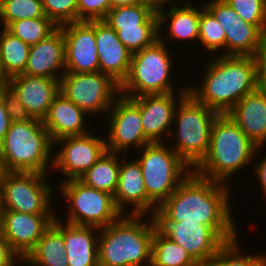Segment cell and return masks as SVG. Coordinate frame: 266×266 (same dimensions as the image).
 <instances>
[{"instance_id":"17","label":"cell","mask_w":266,"mask_h":266,"mask_svg":"<svg viewBox=\"0 0 266 266\" xmlns=\"http://www.w3.org/2000/svg\"><path fill=\"white\" fill-rule=\"evenodd\" d=\"M175 93L147 94L132 97L140 107L143 130L146 138L151 143L164 142L163 135L165 133L168 136L171 135L176 107L189 93L187 84L185 87L180 88L179 96H177L179 100L175 97Z\"/></svg>"},{"instance_id":"13","label":"cell","mask_w":266,"mask_h":266,"mask_svg":"<svg viewBox=\"0 0 266 266\" xmlns=\"http://www.w3.org/2000/svg\"><path fill=\"white\" fill-rule=\"evenodd\" d=\"M204 4L225 30V55L254 57L266 35L256 25L245 22L225 0Z\"/></svg>"},{"instance_id":"11","label":"cell","mask_w":266,"mask_h":266,"mask_svg":"<svg viewBox=\"0 0 266 266\" xmlns=\"http://www.w3.org/2000/svg\"><path fill=\"white\" fill-rule=\"evenodd\" d=\"M45 176L35 172H6L0 185L5 210L29 214H55L53 187Z\"/></svg>"},{"instance_id":"50","label":"cell","mask_w":266,"mask_h":266,"mask_svg":"<svg viewBox=\"0 0 266 266\" xmlns=\"http://www.w3.org/2000/svg\"><path fill=\"white\" fill-rule=\"evenodd\" d=\"M140 3H144V4H147L149 5V0H138Z\"/></svg>"},{"instance_id":"16","label":"cell","mask_w":266,"mask_h":266,"mask_svg":"<svg viewBox=\"0 0 266 266\" xmlns=\"http://www.w3.org/2000/svg\"><path fill=\"white\" fill-rule=\"evenodd\" d=\"M65 38V72L100 71L95 39V20L60 27Z\"/></svg>"},{"instance_id":"12","label":"cell","mask_w":266,"mask_h":266,"mask_svg":"<svg viewBox=\"0 0 266 266\" xmlns=\"http://www.w3.org/2000/svg\"><path fill=\"white\" fill-rule=\"evenodd\" d=\"M152 217L156 230L180 245L200 266H204L227 243L208 225L184 220L172 222L158 209Z\"/></svg>"},{"instance_id":"2","label":"cell","mask_w":266,"mask_h":266,"mask_svg":"<svg viewBox=\"0 0 266 266\" xmlns=\"http://www.w3.org/2000/svg\"><path fill=\"white\" fill-rule=\"evenodd\" d=\"M204 65L201 85H188V91L218 114H227L245 95L257 89L254 57L220 55Z\"/></svg>"},{"instance_id":"18","label":"cell","mask_w":266,"mask_h":266,"mask_svg":"<svg viewBox=\"0 0 266 266\" xmlns=\"http://www.w3.org/2000/svg\"><path fill=\"white\" fill-rule=\"evenodd\" d=\"M57 214H29L5 210L1 233L11 248L24 259L36 246Z\"/></svg>"},{"instance_id":"48","label":"cell","mask_w":266,"mask_h":266,"mask_svg":"<svg viewBox=\"0 0 266 266\" xmlns=\"http://www.w3.org/2000/svg\"><path fill=\"white\" fill-rule=\"evenodd\" d=\"M6 172L7 171H6L5 167H4L3 160L0 157V185H1V182H2Z\"/></svg>"},{"instance_id":"30","label":"cell","mask_w":266,"mask_h":266,"mask_svg":"<svg viewBox=\"0 0 266 266\" xmlns=\"http://www.w3.org/2000/svg\"><path fill=\"white\" fill-rule=\"evenodd\" d=\"M104 21L113 29L159 26L157 11L144 3L111 8Z\"/></svg>"},{"instance_id":"37","label":"cell","mask_w":266,"mask_h":266,"mask_svg":"<svg viewBox=\"0 0 266 266\" xmlns=\"http://www.w3.org/2000/svg\"><path fill=\"white\" fill-rule=\"evenodd\" d=\"M247 23L256 25L266 35V0H225Z\"/></svg>"},{"instance_id":"1","label":"cell","mask_w":266,"mask_h":266,"mask_svg":"<svg viewBox=\"0 0 266 266\" xmlns=\"http://www.w3.org/2000/svg\"><path fill=\"white\" fill-rule=\"evenodd\" d=\"M227 185L192 171L158 210L172 222L184 220L208 225L230 242L238 238V234L230 208L231 186Z\"/></svg>"},{"instance_id":"9","label":"cell","mask_w":266,"mask_h":266,"mask_svg":"<svg viewBox=\"0 0 266 266\" xmlns=\"http://www.w3.org/2000/svg\"><path fill=\"white\" fill-rule=\"evenodd\" d=\"M59 189L69 206L67 223L103 228L122 215L113 195L86 186L79 179L63 180Z\"/></svg>"},{"instance_id":"46","label":"cell","mask_w":266,"mask_h":266,"mask_svg":"<svg viewBox=\"0 0 266 266\" xmlns=\"http://www.w3.org/2000/svg\"><path fill=\"white\" fill-rule=\"evenodd\" d=\"M111 7H119V6H131L140 3L138 0H110Z\"/></svg>"},{"instance_id":"10","label":"cell","mask_w":266,"mask_h":266,"mask_svg":"<svg viewBox=\"0 0 266 266\" xmlns=\"http://www.w3.org/2000/svg\"><path fill=\"white\" fill-rule=\"evenodd\" d=\"M60 92L91 117L109 112L120 95V85L100 71L65 72L60 79Z\"/></svg>"},{"instance_id":"31","label":"cell","mask_w":266,"mask_h":266,"mask_svg":"<svg viewBox=\"0 0 266 266\" xmlns=\"http://www.w3.org/2000/svg\"><path fill=\"white\" fill-rule=\"evenodd\" d=\"M150 266H200L177 243L154 231Z\"/></svg>"},{"instance_id":"42","label":"cell","mask_w":266,"mask_h":266,"mask_svg":"<svg viewBox=\"0 0 266 266\" xmlns=\"http://www.w3.org/2000/svg\"><path fill=\"white\" fill-rule=\"evenodd\" d=\"M17 261L23 262L0 231V266H15L18 264Z\"/></svg>"},{"instance_id":"41","label":"cell","mask_w":266,"mask_h":266,"mask_svg":"<svg viewBox=\"0 0 266 266\" xmlns=\"http://www.w3.org/2000/svg\"><path fill=\"white\" fill-rule=\"evenodd\" d=\"M254 58L256 62L257 88L266 91V40L256 51Z\"/></svg>"},{"instance_id":"14","label":"cell","mask_w":266,"mask_h":266,"mask_svg":"<svg viewBox=\"0 0 266 266\" xmlns=\"http://www.w3.org/2000/svg\"><path fill=\"white\" fill-rule=\"evenodd\" d=\"M109 111L110 131L105 140L108 151L122 154L131 146L141 150L151 143L143 130L140 107L132 98L118 95Z\"/></svg>"},{"instance_id":"47","label":"cell","mask_w":266,"mask_h":266,"mask_svg":"<svg viewBox=\"0 0 266 266\" xmlns=\"http://www.w3.org/2000/svg\"><path fill=\"white\" fill-rule=\"evenodd\" d=\"M4 212H5V206H4V202H3L2 193L0 191V230L2 227V223H3Z\"/></svg>"},{"instance_id":"36","label":"cell","mask_w":266,"mask_h":266,"mask_svg":"<svg viewBox=\"0 0 266 266\" xmlns=\"http://www.w3.org/2000/svg\"><path fill=\"white\" fill-rule=\"evenodd\" d=\"M118 39L132 53L141 51L159 39V26H138L130 29H114Z\"/></svg>"},{"instance_id":"39","label":"cell","mask_w":266,"mask_h":266,"mask_svg":"<svg viewBox=\"0 0 266 266\" xmlns=\"http://www.w3.org/2000/svg\"><path fill=\"white\" fill-rule=\"evenodd\" d=\"M0 96L11 122H26L33 119L17 93L7 83L0 86Z\"/></svg>"},{"instance_id":"45","label":"cell","mask_w":266,"mask_h":266,"mask_svg":"<svg viewBox=\"0 0 266 266\" xmlns=\"http://www.w3.org/2000/svg\"><path fill=\"white\" fill-rule=\"evenodd\" d=\"M170 1H171V3L174 2V4H178L179 3L178 0H149V6H151L155 11H158V10H160L162 8H165L166 6H164V5L165 4L168 5V3H170Z\"/></svg>"},{"instance_id":"8","label":"cell","mask_w":266,"mask_h":266,"mask_svg":"<svg viewBox=\"0 0 266 266\" xmlns=\"http://www.w3.org/2000/svg\"><path fill=\"white\" fill-rule=\"evenodd\" d=\"M165 142L149 143L135 158L142 169L147 196L159 207L193 171Z\"/></svg>"},{"instance_id":"3","label":"cell","mask_w":266,"mask_h":266,"mask_svg":"<svg viewBox=\"0 0 266 266\" xmlns=\"http://www.w3.org/2000/svg\"><path fill=\"white\" fill-rule=\"evenodd\" d=\"M123 214L113 223L100 228L98 237L99 266H150L153 234L156 230L153 217ZM145 263V264H144Z\"/></svg>"},{"instance_id":"24","label":"cell","mask_w":266,"mask_h":266,"mask_svg":"<svg viewBox=\"0 0 266 266\" xmlns=\"http://www.w3.org/2000/svg\"><path fill=\"white\" fill-rule=\"evenodd\" d=\"M227 114L257 147L266 145V91L248 93Z\"/></svg>"},{"instance_id":"34","label":"cell","mask_w":266,"mask_h":266,"mask_svg":"<svg viewBox=\"0 0 266 266\" xmlns=\"http://www.w3.org/2000/svg\"><path fill=\"white\" fill-rule=\"evenodd\" d=\"M43 17L46 16L41 0H0V20L3 28L18 20Z\"/></svg>"},{"instance_id":"25","label":"cell","mask_w":266,"mask_h":266,"mask_svg":"<svg viewBox=\"0 0 266 266\" xmlns=\"http://www.w3.org/2000/svg\"><path fill=\"white\" fill-rule=\"evenodd\" d=\"M88 114L61 92L54 98L43 124L53 142L68 136H80L90 133L85 128Z\"/></svg>"},{"instance_id":"4","label":"cell","mask_w":266,"mask_h":266,"mask_svg":"<svg viewBox=\"0 0 266 266\" xmlns=\"http://www.w3.org/2000/svg\"><path fill=\"white\" fill-rule=\"evenodd\" d=\"M262 148L257 147L228 114H219L212 125L208 153L193 172L202 178L229 184V178L252 164Z\"/></svg>"},{"instance_id":"28","label":"cell","mask_w":266,"mask_h":266,"mask_svg":"<svg viewBox=\"0 0 266 266\" xmlns=\"http://www.w3.org/2000/svg\"><path fill=\"white\" fill-rule=\"evenodd\" d=\"M119 154L107 150L79 180L86 186L114 195L119 177Z\"/></svg>"},{"instance_id":"19","label":"cell","mask_w":266,"mask_h":266,"mask_svg":"<svg viewBox=\"0 0 266 266\" xmlns=\"http://www.w3.org/2000/svg\"><path fill=\"white\" fill-rule=\"evenodd\" d=\"M113 198L117 209L122 214H125L124 210L130 204L133 208L129 211L133 215H146L151 212L152 216L158 209V206L147 196L142 169L136 159L120 160L118 185Z\"/></svg>"},{"instance_id":"21","label":"cell","mask_w":266,"mask_h":266,"mask_svg":"<svg viewBox=\"0 0 266 266\" xmlns=\"http://www.w3.org/2000/svg\"><path fill=\"white\" fill-rule=\"evenodd\" d=\"M7 84L17 93L31 117L42 121L60 93L59 79L19 74L9 78Z\"/></svg>"},{"instance_id":"35","label":"cell","mask_w":266,"mask_h":266,"mask_svg":"<svg viewBox=\"0 0 266 266\" xmlns=\"http://www.w3.org/2000/svg\"><path fill=\"white\" fill-rule=\"evenodd\" d=\"M226 33L221 24L215 17L204 7H200V26H199V42L207 51L216 52L223 48L225 55Z\"/></svg>"},{"instance_id":"20","label":"cell","mask_w":266,"mask_h":266,"mask_svg":"<svg viewBox=\"0 0 266 266\" xmlns=\"http://www.w3.org/2000/svg\"><path fill=\"white\" fill-rule=\"evenodd\" d=\"M95 39L100 72L121 85L128 75L132 53L118 39L117 32L104 20H95Z\"/></svg>"},{"instance_id":"27","label":"cell","mask_w":266,"mask_h":266,"mask_svg":"<svg viewBox=\"0 0 266 266\" xmlns=\"http://www.w3.org/2000/svg\"><path fill=\"white\" fill-rule=\"evenodd\" d=\"M22 261L31 266H68L63 235L50 225Z\"/></svg>"},{"instance_id":"23","label":"cell","mask_w":266,"mask_h":266,"mask_svg":"<svg viewBox=\"0 0 266 266\" xmlns=\"http://www.w3.org/2000/svg\"><path fill=\"white\" fill-rule=\"evenodd\" d=\"M63 223L56 217L52 225L63 235L68 266H99L97 238L99 234L95 233L100 228Z\"/></svg>"},{"instance_id":"43","label":"cell","mask_w":266,"mask_h":266,"mask_svg":"<svg viewBox=\"0 0 266 266\" xmlns=\"http://www.w3.org/2000/svg\"><path fill=\"white\" fill-rule=\"evenodd\" d=\"M255 167H253L254 169V173L259 181V184L261 185L260 187L262 188V196H264V198H266V155L265 157L261 160L260 162L258 161V163H255Z\"/></svg>"},{"instance_id":"32","label":"cell","mask_w":266,"mask_h":266,"mask_svg":"<svg viewBox=\"0 0 266 266\" xmlns=\"http://www.w3.org/2000/svg\"><path fill=\"white\" fill-rule=\"evenodd\" d=\"M57 28L47 17L18 20L6 27L10 33L30 46L47 38Z\"/></svg>"},{"instance_id":"33","label":"cell","mask_w":266,"mask_h":266,"mask_svg":"<svg viewBox=\"0 0 266 266\" xmlns=\"http://www.w3.org/2000/svg\"><path fill=\"white\" fill-rule=\"evenodd\" d=\"M238 238L227 242L204 266H266V255L240 252Z\"/></svg>"},{"instance_id":"6","label":"cell","mask_w":266,"mask_h":266,"mask_svg":"<svg viewBox=\"0 0 266 266\" xmlns=\"http://www.w3.org/2000/svg\"><path fill=\"white\" fill-rule=\"evenodd\" d=\"M218 115L205 104L198 102L190 93L176 107L173 120L176 130L171 132L173 135H170V138L174 136L177 140L172 148L192 169L208 153L212 125Z\"/></svg>"},{"instance_id":"38","label":"cell","mask_w":266,"mask_h":266,"mask_svg":"<svg viewBox=\"0 0 266 266\" xmlns=\"http://www.w3.org/2000/svg\"><path fill=\"white\" fill-rule=\"evenodd\" d=\"M45 16L57 27L78 21V0H41Z\"/></svg>"},{"instance_id":"26","label":"cell","mask_w":266,"mask_h":266,"mask_svg":"<svg viewBox=\"0 0 266 266\" xmlns=\"http://www.w3.org/2000/svg\"><path fill=\"white\" fill-rule=\"evenodd\" d=\"M184 6L179 4H174L164 12L165 9L162 8L157 11L159 31L165 27V23L169 21L167 33L169 41L173 39L174 41L182 40L193 41L195 39L199 41V26H200V7L192 5L190 2H185Z\"/></svg>"},{"instance_id":"5","label":"cell","mask_w":266,"mask_h":266,"mask_svg":"<svg viewBox=\"0 0 266 266\" xmlns=\"http://www.w3.org/2000/svg\"><path fill=\"white\" fill-rule=\"evenodd\" d=\"M54 147L42 120L11 122L0 145V157L8 172L47 174V169L53 167Z\"/></svg>"},{"instance_id":"49","label":"cell","mask_w":266,"mask_h":266,"mask_svg":"<svg viewBox=\"0 0 266 266\" xmlns=\"http://www.w3.org/2000/svg\"><path fill=\"white\" fill-rule=\"evenodd\" d=\"M7 78L3 74L2 66H1V58H0V86L7 83Z\"/></svg>"},{"instance_id":"7","label":"cell","mask_w":266,"mask_h":266,"mask_svg":"<svg viewBox=\"0 0 266 266\" xmlns=\"http://www.w3.org/2000/svg\"><path fill=\"white\" fill-rule=\"evenodd\" d=\"M163 36L159 31V39L152 45L132 54L128 75L120 85V94L132 98L175 92L170 81L173 54Z\"/></svg>"},{"instance_id":"22","label":"cell","mask_w":266,"mask_h":266,"mask_svg":"<svg viewBox=\"0 0 266 266\" xmlns=\"http://www.w3.org/2000/svg\"><path fill=\"white\" fill-rule=\"evenodd\" d=\"M64 73L65 38L63 30L58 27L47 38L30 46L28 61L22 74L60 80Z\"/></svg>"},{"instance_id":"15","label":"cell","mask_w":266,"mask_h":266,"mask_svg":"<svg viewBox=\"0 0 266 266\" xmlns=\"http://www.w3.org/2000/svg\"><path fill=\"white\" fill-rule=\"evenodd\" d=\"M105 140L92 133L58 139L54 144L61 148L53 154L52 168L64 172L66 180L79 179L107 151Z\"/></svg>"},{"instance_id":"44","label":"cell","mask_w":266,"mask_h":266,"mask_svg":"<svg viewBox=\"0 0 266 266\" xmlns=\"http://www.w3.org/2000/svg\"><path fill=\"white\" fill-rule=\"evenodd\" d=\"M10 124L11 121L5 109L4 102L0 96V145L2 144L3 139L9 130Z\"/></svg>"},{"instance_id":"29","label":"cell","mask_w":266,"mask_h":266,"mask_svg":"<svg viewBox=\"0 0 266 266\" xmlns=\"http://www.w3.org/2000/svg\"><path fill=\"white\" fill-rule=\"evenodd\" d=\"M0 31V58L4 76L9 79L25 70L30 45L14 36L6 28Z\"/></svg>"},{"instance_id":"40","label":"cell","mask_w":266,"mask_h":266,"mask_svg":"<svg viewBox=\"0 0 266 266\" xmlns=\"http://www.w3.org/2000/svg\"><path fill=\"white\" fill-rule=\"evenodd\" d=\"M78 21L104 20L111 7L110 0H78Z\"/></svg>"}]
</instances>
